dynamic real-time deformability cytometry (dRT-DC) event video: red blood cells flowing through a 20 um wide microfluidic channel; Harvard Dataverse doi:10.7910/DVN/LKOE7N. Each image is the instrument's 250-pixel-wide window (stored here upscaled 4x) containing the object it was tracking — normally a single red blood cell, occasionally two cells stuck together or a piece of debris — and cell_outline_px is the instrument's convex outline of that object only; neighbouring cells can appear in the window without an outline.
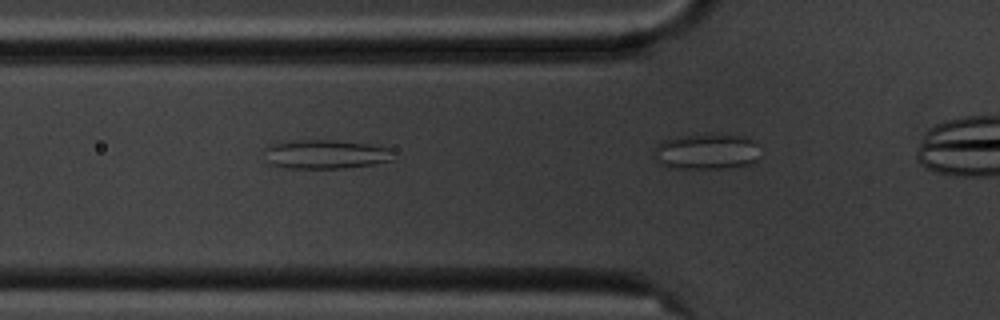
{"species": "common noctule bat (a hibernating species)", "species_latin": "Nyctalus noctula", "temperature_condition": "cold", "stored_images_in_passage": 7, "camera_frame_rate_fps": 3000, "um_per_image_px": 0.085, "animal": {"sex": "male", "body_mass_g": 20.1, "forearm_length_mm": 53.5}, "frame": {"image": 1, "passage_image": 4, "time_ms": 3.333, "image_size_px": [1000, 320], "cell_outline_px": [[392, 160], [372, 164], [344, 168], [288, 168], [268, 164], [264, 148], [276, 140], [336, 140], [372, 144], [392, 148]], "centroid_in_image_um": [27.62, 13.09], "position_along_channel_um": 98.2, "area_um2": 22.25}}